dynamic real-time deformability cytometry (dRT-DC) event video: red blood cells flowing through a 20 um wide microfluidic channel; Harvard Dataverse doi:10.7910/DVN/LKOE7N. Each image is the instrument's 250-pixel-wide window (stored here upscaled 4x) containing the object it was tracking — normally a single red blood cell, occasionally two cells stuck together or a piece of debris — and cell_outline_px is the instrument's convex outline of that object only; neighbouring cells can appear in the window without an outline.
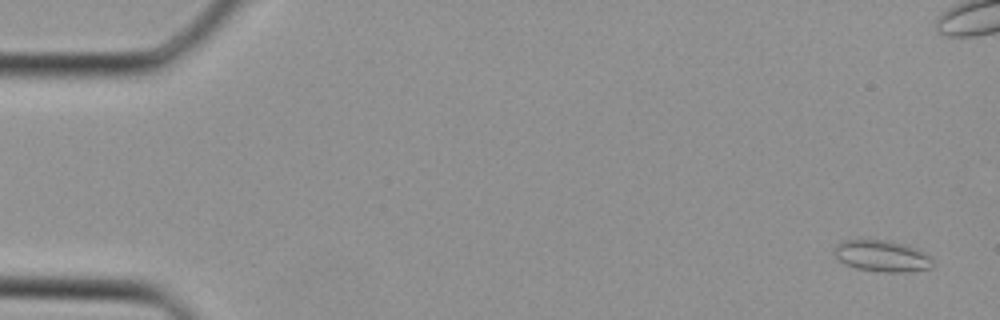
{"species": "Egyptian fruit bat (a non-hibernating species)", "species_latin": "Rousettus aegyptiacus", "temperature_condition": "cold", "stored_images_in_passage": 38, "camera_frame_rate_fps": 3000, "um_per_image_px": 0.085, "animal": {"sex": "female"}, "frame": {"image": 1, "passage_image": 2, "time_ms": 0.333, "image_size_px": [1000, 320], "cell_outline_px": [[932, 268], [904, 272], [880, 272], [856, 268], [844, 264], [836, 256], [836, 244], [844, 240], [888, 240], [904, 244], [924, 252], [932, 260]], "centroid_in_image_um": [74.97, 21.77], "position_along_channel_um": 10.0, "area_um2": 17.8}}
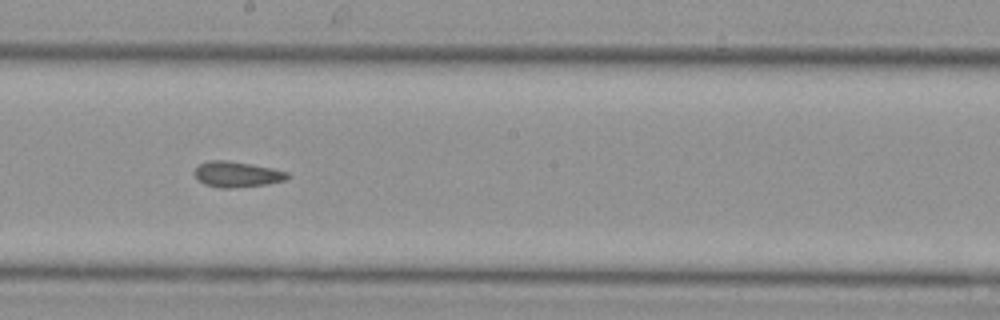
{"frame": {"image": 2, "passage_image": 21, "time_ms": 6.667, "image_size_px": [1000, 320], "cell_outline_px": [[288, 176], [284, 180], [264, 184], [228, 188], [220, 188], [204, 184], [192, 172], [200, 164], [208, 160], [224, 160], [272, 168], [288, 172]], "centroid_in_image_um": [20.09, 14.81], "position_along_channel_um": 228.1, "area_um2": 13.53}}
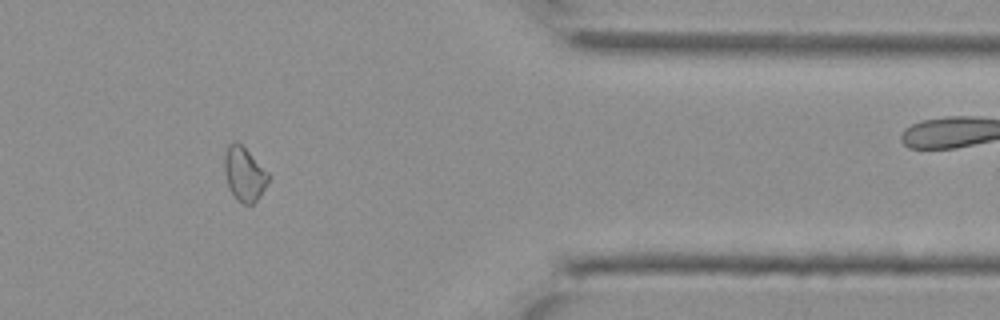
{"frame": {"image": 3, "passage_image": 31, "time_ms": 10.0, "image_size_px": [1000, 320], "cell_outline_px": [[268, 180], [260, 196], [252, 204], [244, 204], [236, 200], [228, 184], [224, 172], [224, 156], [228, 144], [236, 140], [268, 172]], "centroid_in_image_um": [20.74, 14.79], "position_along_channel_um": 390.7, "area_um2": 13.53}}